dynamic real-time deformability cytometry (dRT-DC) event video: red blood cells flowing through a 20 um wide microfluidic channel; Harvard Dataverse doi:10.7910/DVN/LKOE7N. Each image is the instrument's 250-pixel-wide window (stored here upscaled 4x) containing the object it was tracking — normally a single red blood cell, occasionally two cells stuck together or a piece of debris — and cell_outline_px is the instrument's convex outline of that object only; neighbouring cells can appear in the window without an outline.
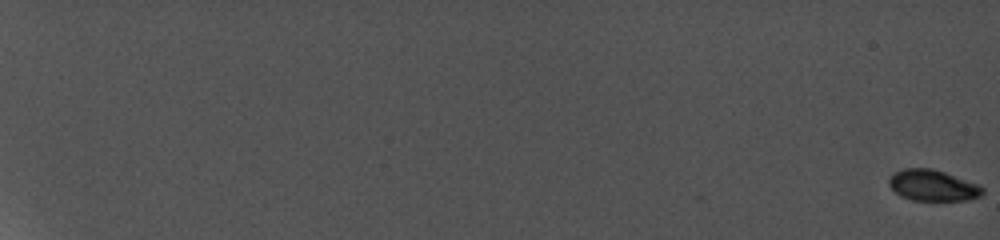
{"species": "common noctule bat (a hibernating species)", "species_latin": "Nyctalus noctula", "temperature_condition": "cold", "stored_images_in_passage": 14, "camera_frame_rate_fps": 5000, "um_per_image_px": 0.085, "animal": {"sex": "female", "body_mass_g": 19.0, "forearm_length_mm": 56.7}, "frame": {"image": 1, "passage_image": 1, "time_ms": 0.0, "image_size_px": [1000, 240], "cell_outline_px": [[984, 192], [976, 196], [964, 200], [916, 200], [904, 196], [896, 192], [892, 188], [888, 180], [896, 172], [908, 168], [928, 168], [952, 176], [972, 184], [980, 188]], "centroid_in_image_um": [79.19, 15.77], "position_along_channel_um": 5.8, "area_um2": 15.66}}
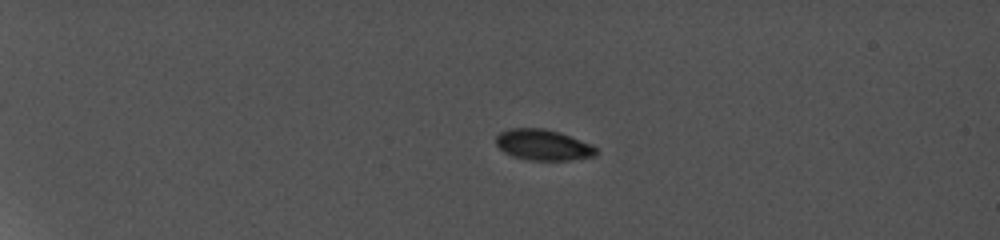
{"frame": {"image": 2, "passage_image": 8, "time_ms": 6.0, "image_size_px": [1000, 240], "cell_outline_px": [[596, 152], [592, 156], [564, 160], [536, 160], [516, 156], [500, 148], [496, 144], [496, 136], [500, 132], [512, 128], [540, 128], [556, 132], [568, 136], [588, 144], [596, 148]], "centroid_in_image_um": [46.11, 12.3], "position_along_channel_um": 38.9, "area_um2": 17.05}}
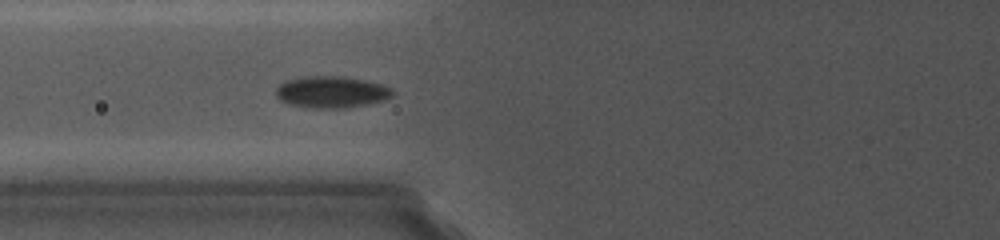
{"frame": {"image": 3, "passage_image": 13, "time_ms": 10.2, "image_size_px": [1000, 240], "cell_outline_px": [[392, 96], [384, 100], [364, 104], [336, 108], [308, 108], [292, 104], [280, 100], [276, 96], [276, 88], [280, 84], [288, 80], [304, 76], [336, 76], [364, 80], [380, 84], [388, 88], [392, 92]], "centroid_in_image_um": [28.11, 7.82], "position_along_channel_um": 97.7, "area_um2": 20.98}}